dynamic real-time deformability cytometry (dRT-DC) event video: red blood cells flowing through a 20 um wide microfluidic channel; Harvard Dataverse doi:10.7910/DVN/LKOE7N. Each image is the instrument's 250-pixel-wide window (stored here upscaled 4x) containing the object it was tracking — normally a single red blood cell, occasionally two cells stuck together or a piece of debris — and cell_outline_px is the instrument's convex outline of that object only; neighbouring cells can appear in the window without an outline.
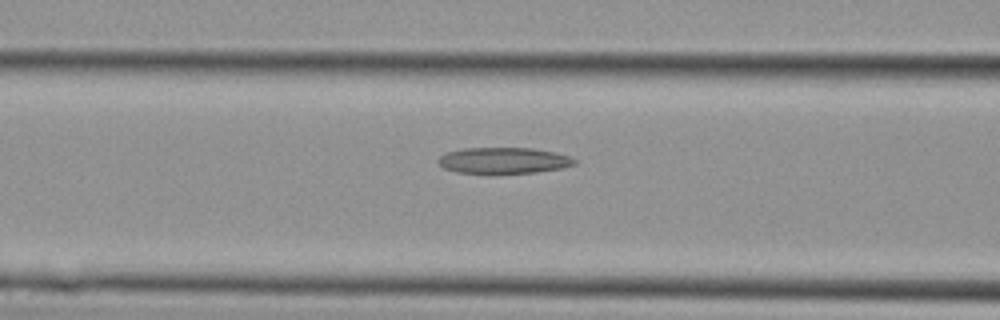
{"species": "Egyptian fruit bat (a non-hibernating species)", "species_latin": "Rousettus aegyptiacus", "temperature_condition": "cold", "stored_images_in_passage": 8, "camera_frame_rate_fps": 3000, "um_per_image_px": 0.085, "animal": {"sex": "female"}, "frame": {"image": 1, "passage_image": 7, "time_ms": 2.0, "image_size_px": [1000, 320], "cell_outline_px": [[576, 164], [564, 168], [536, 172], [496, 176], [492, 176], [456, 172], [444, 168], [436, 160], [440, 156], [448, 152], [464, 148], [532, 148], [556, 152], [568, 156], [576, 160]], "centroid_in_image_um": [42.8, 13.69], "position_along_channel_um": 123.8, "area_um2": 21.62}}